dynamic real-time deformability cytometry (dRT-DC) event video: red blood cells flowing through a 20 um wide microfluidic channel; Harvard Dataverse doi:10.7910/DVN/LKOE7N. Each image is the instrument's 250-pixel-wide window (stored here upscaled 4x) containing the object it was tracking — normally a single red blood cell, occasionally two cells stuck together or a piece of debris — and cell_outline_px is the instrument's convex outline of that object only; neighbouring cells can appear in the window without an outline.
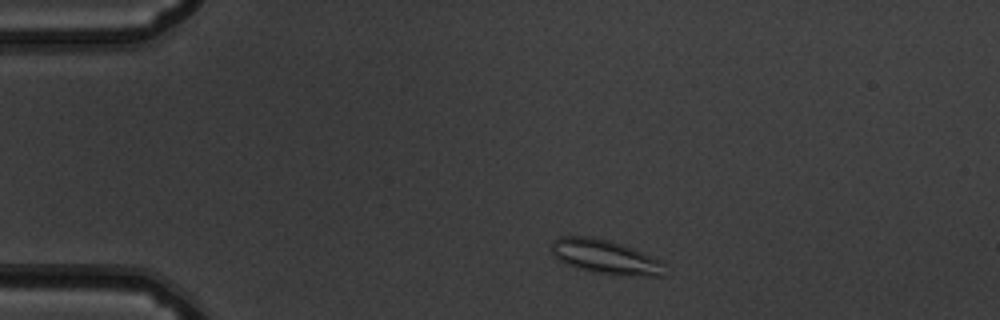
{"species": "common noctule bat (a hibernating species)", "species_latin": "Nyctalus noctula", "temperature_condition": "warm", "stored_images_in_passage": 45, "camera_frame_rate_fps": 3000, "um_per_image_px": 0.085, "animal": {"sex": "male", "body_mass_g": 19.5, "forearm_length_mm": 54.6}, "frame": {"image": 1, "passage_image": 3, "time_ms": 0.667, "image_size_px": [1000, 320], "cell_outline_px": [[664, 264], [660, 276], [620, 276], [596, 272], [576, 268], [564, 264], [552, 256], [552, 240], [560, 236], [592, 236], [608, 240], [632, 248], [660, 260]], "centroid_in_image_um": [51.37, 21.83], "position_along_channel_um": 33.6, "area_um2": 22.6}}
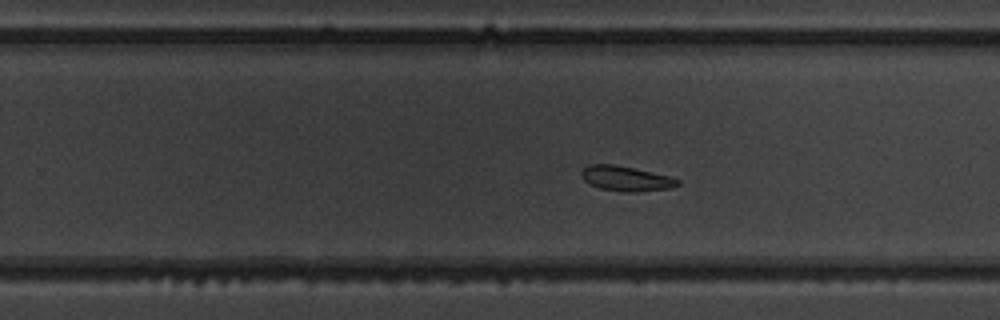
{"frame": {"image": 2, "passage_image": 26, "time_ms": 8.333, "image_size_px": [1000, 320], "cell_outline_px": [[680, 184], [672, 188], [636, 192], [620, 192], [600, 188], [588, 184], [580, 176], [580, 172], [588, 164], [612, 164], [632, 168], [668, 176], [680, 180]], "centroid_in_image_um": [53.17, 15.19], "position_along_channel_um": 276.6, "area_um2": 14.05}}
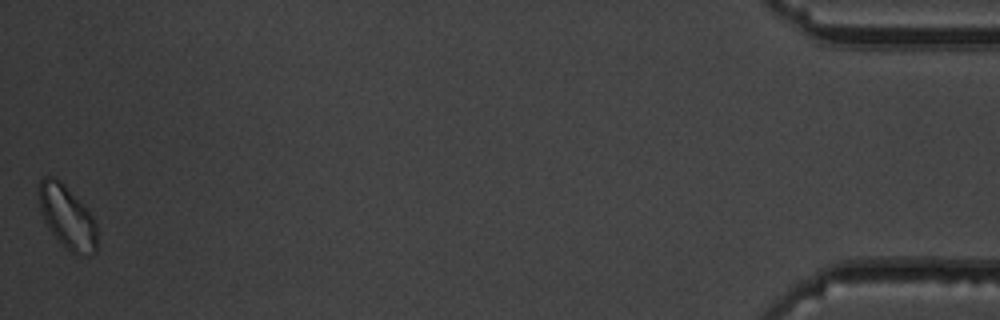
{"frame": {"image": 3, "passage_image": 45, "time_ms": 14.667, "image_size_px": [1000, 320], "cell_outline_px": [[96, 252], [80, 256], [72, 252], [48, 228], [44, 220], [40, 208], [40, 180], [44, 176], [56, 176], [88, 208], [96, 220]], "centroid_in_image_um": [5.74, 18.41], "position_along_channel_um": 429.5, "area_um2": 21.15}, "authors_computed_cell_mechanics": {"area_um2": 15.2592, "velocity_mm_per_s": 3.8326, "shape_relaxation_time_tau1_ms": 3.6136, "shape_relaxation_time_tau2_ms": 2.5651, "deformation_change_tau1": 0.0844, "deformation_change_tau2": 0.0681}}